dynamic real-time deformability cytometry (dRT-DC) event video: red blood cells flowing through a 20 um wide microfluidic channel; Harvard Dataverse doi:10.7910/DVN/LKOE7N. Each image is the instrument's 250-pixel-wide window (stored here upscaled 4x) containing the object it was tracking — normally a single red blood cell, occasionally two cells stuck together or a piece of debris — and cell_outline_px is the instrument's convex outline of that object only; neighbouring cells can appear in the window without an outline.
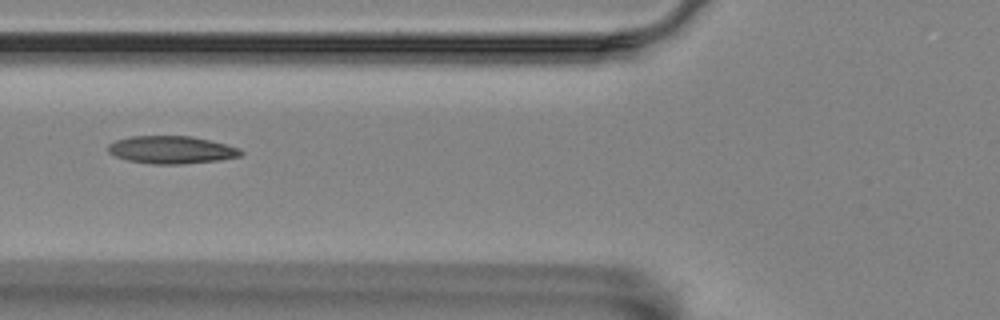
{"species": "Egyptian fruit bat (a non-hibernating species)", "species_latin": "Rousettus aegyptiacus", "temperature_condition": "room temperature", "stored_images_in_passage": 10, "camera_frame_rate_fps": 3000, "um_per_image_px": 0.085, "animal": {"sex": "female"}, "frame": {"image": 1, "passage_image": 2, "time_ms": 0.333, "image_size_px": [1000, 320], "cell_outline_px": [[244, 152], [240, 156], [220, 160], [180, 164], [152, 164], [128, 160], [116, 156], [108, 152], [108, 144], [116, 140], [132, 136], [192, 136], [240, 148]], "centroid_in_image_um": [14.57, 12.73], "position_along_channel_um": 111.2, "area_um2": 21.27}}
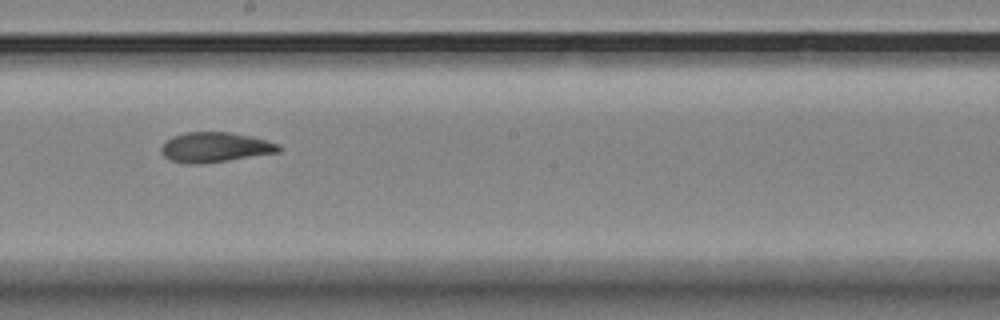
{"frame": {"image": 2, "passage_image": 5, "time_ms": 1.333, "image_size_px": [1000, 320], "cell_outline_px": [[280, 152], [228, 160], [200, 164], [184, 164], [168, 160], [164, 156], [160, 148], [172, 136], [188, 132], [232, 132], [252, 136], [280, 144]], "centroid_in_image_um": [18.28, 12.52], "position_along_channel_um": 229.9, "area_um2": 20.58}}
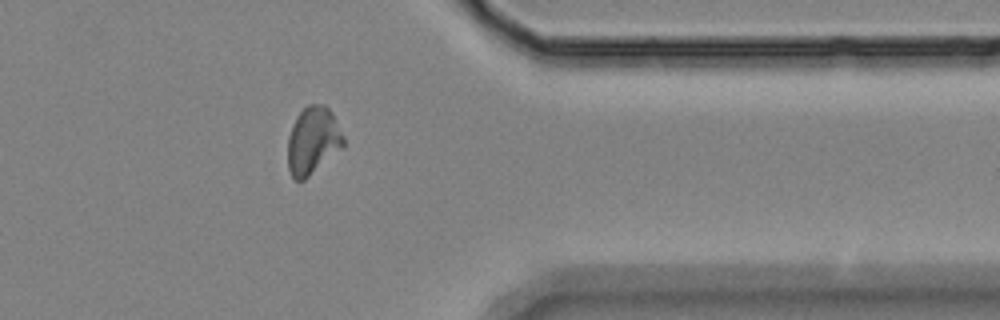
{"frame": {"image": 3, "passage_image": 9, "time_ms": 2.667, "image_size_px": [1000, 320], "cell_outline_px": [[344, 148], [304, 180], [296, 180], [292, 176], [288, 168], [288, 136], [296, 116], [308, 104], [324, 104], [332, 112], [344, 136]], "centroid_in_image_um": [26.61, 11.95], "position_along_channel_um": 384.8, "area_um2": 22.08}}